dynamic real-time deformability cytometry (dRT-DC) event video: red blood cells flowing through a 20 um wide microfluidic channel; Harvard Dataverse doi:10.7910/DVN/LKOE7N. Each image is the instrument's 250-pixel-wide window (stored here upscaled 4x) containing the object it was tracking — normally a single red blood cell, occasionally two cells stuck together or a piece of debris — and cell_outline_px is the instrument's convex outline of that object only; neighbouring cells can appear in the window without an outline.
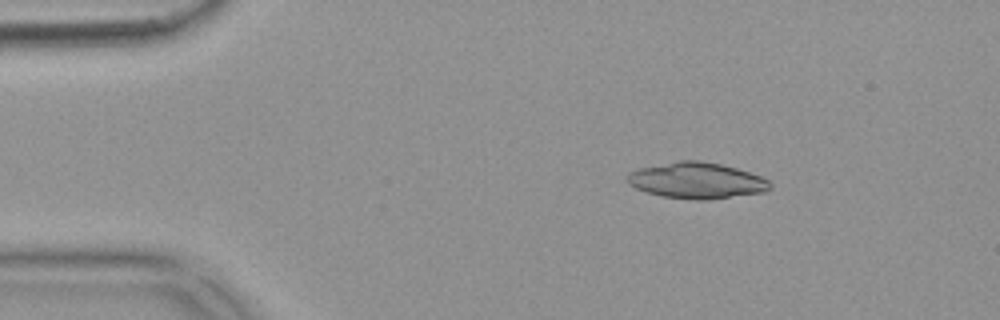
{"species": "common noctule bat (a hibernating species)", "species_latin": "Nyctalus noctula", "temperature_condition": "warm", "stored_images_in_passage": 55, "camera_frame_rate_fps": 3000, "um_per_image_px": 0.085, "animal": {"sex": "female", "body_mass_g": 18.4}, "frame": {"image": 1, "passage_image": 9, "time_ms": 2.667, "image_size_px": [1000, 320], "cell_outline_px": [[772, 188], [764, 192], [708, 200], [696, 200], [660, 196], [636, 188], [628, 184], [628, 172], [640, 168], [680, 160], [700, 160], [720, 164], [736, 168], [760, 176], [768, 180], [772, 184]], "centroid_in_image_um": [59.23, 15.35], "position_along_channel_um": 25.8, "area_um2": 29.94}}